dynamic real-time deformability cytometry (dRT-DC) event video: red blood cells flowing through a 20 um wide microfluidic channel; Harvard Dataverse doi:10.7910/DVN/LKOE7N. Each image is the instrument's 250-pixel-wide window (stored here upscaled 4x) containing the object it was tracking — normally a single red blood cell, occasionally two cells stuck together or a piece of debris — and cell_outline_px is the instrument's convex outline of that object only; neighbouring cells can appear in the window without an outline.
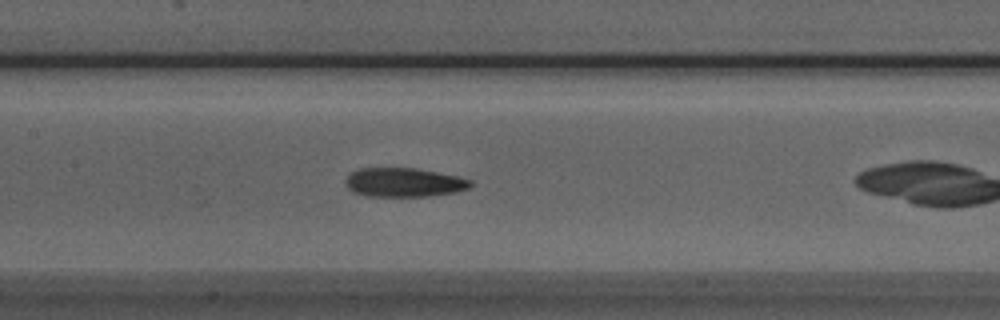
{"species": "Egyptian fruit bat (a non-hibernating species)", "species_latin": "Rousettus aegyptiacus", "temperature_condition": "room temperature", "stored_images_in_passage": 30, "camera_frame_rate_fps": 3000, "um_per_image_px": 0.085, "animal": {"sex": "male"}, "frame": {"image": 1, "passage_image": 12, "time_ms": 3.667, "image_size_px": [1000, 320], "cell_outline_px": [[472, 184], [468, 188], [456, 192], [428, 196], [364, 196], [352, 192], [344, 184], [344, 180], [352, 172], [360, 168], [416, 168], [460, 176], [472, 180]], "centroid_in_image_um": [34.33, 15.5], "position_along_channel_um": 173.1, "area_um2": 21.33}}
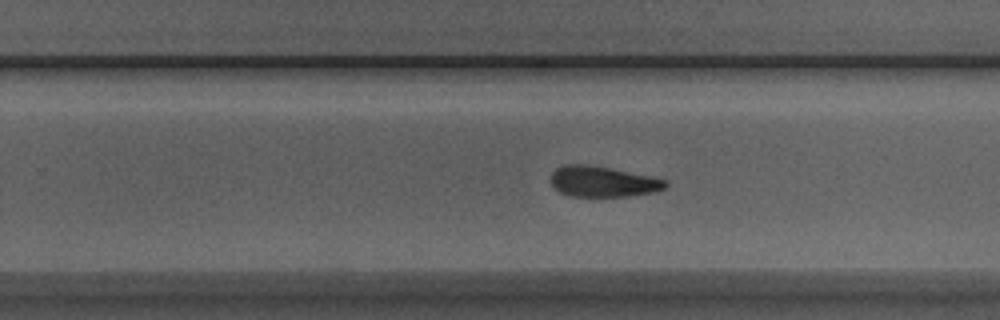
{"frame": {"image": 2, "passage_image": 20, "time_ms": 6.333, "image_size_px": [1000, 320], "cell_outline_px": [[668, 184], [664, 188], [656, 192], [628, 196], [568, 196], [560, 192], [552, 184], [552, 172], [556, 168], [564, 164], [584, 164], [608, 168], [652, 176], [668, 180]], "centroid_in_image_um": [51.27, 15.44], "position_along_channel_um": 278.5, "area_um2": 20.4}}
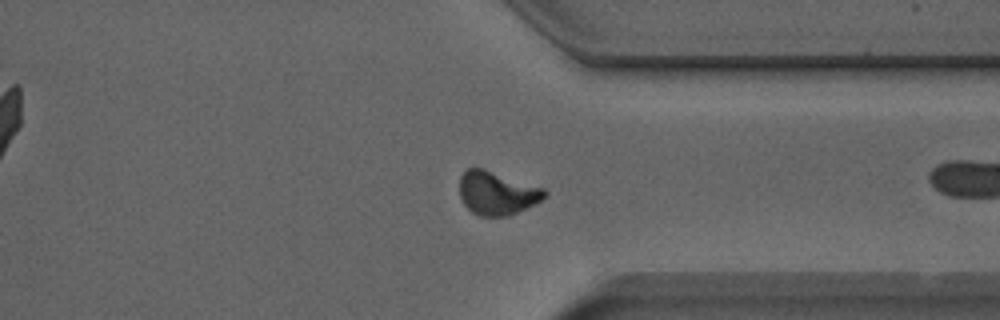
{"frame": {"image": 3, "passage_image": 27, "time_ms": 8.667, "image_size_px": [1000, 320], "cell_outline_px": [[548, 192], [540, 200], [508, 216], [480, 216], [472, 212], [464, 204], [460, 196], [460, 176], [468, 168], [484, 168], [544, 188]], "centroid_in_image_um": [42.21, 16.39], "position_along_channel_um": 369.2, "area_um2": 21.27}, "authors_computed_cell_mechanics": {"area_um2": 21.7328, "velocity_mm_per_s": 3.9682, "shape_relaxation_time_tau1_ms": null, "shape_relaxation_time_tau2_ms": 1.7425, "deformation_change_tau1": null, "deformation_change_tau2": 0.0958}}